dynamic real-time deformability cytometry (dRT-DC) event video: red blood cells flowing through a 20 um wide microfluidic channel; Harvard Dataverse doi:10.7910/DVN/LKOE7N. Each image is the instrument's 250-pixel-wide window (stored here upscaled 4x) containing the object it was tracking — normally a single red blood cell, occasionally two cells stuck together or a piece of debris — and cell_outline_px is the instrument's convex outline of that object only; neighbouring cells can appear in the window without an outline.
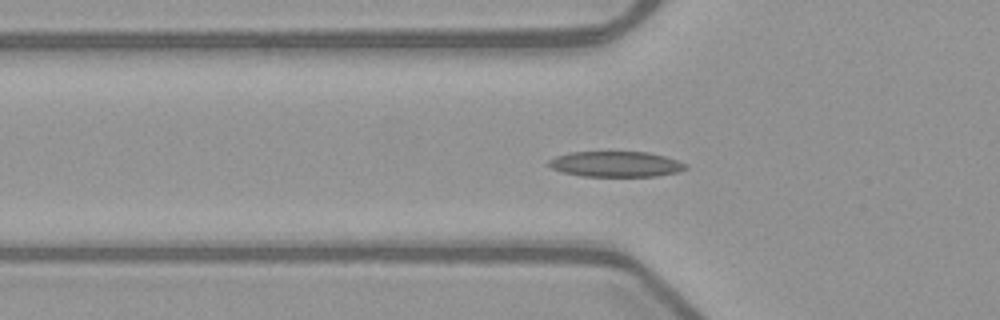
{"species": "common noctule bat (a hibernating species)", "species_latin": "Nyctalus noctula", "temperature_condition": "warm", "stored_images_in_passage": 38, "segment_of_instrument_passage": [1, 2], "camera_frame_rate_fps": 3000, "um_per_image_px": 0.085, "animal": {"sex": "female", "body_mass_g": 21.9}, "frame": {"image": 1, "passage_image": 3, "time_ms": 0.667, "image_size_px": [1000, 320], "cell_outline_px": [[688, 168], [676, 172], [656, 176], [584, 176], [564, 172], [552, 168], [548, 164], [548, 160], [556, 156], [568, 152], [648, 152], [664, 156], [688, 164]], "centroid_in_image_um": [52.35, 13.94], "position_along_channel_um": 73.5, "area_um2": 20.23}}
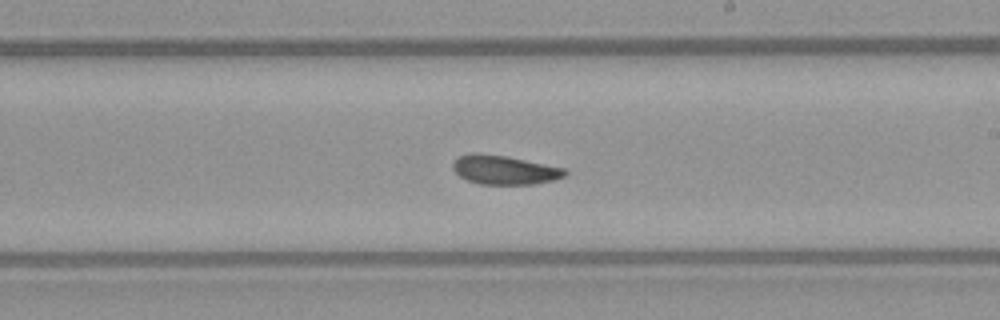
{"frame": {"image": 2, "passage_image": 16, "time_ms": 5.0, "image_size_px": [1000, 320], "cell_outline_px": [[568, 172], [564, 176], [552, 180], [532, 184], [480, 184], [468, 180], [460, 176], [452, 168], [452, 164], [460, 156], [472, 152], [476, 152], [508, 156], [564, 168]], "centroid_in_image_um": [42.86, 14.43], "position_along_channel_um": 246.1, "area_um2": 18.84}}
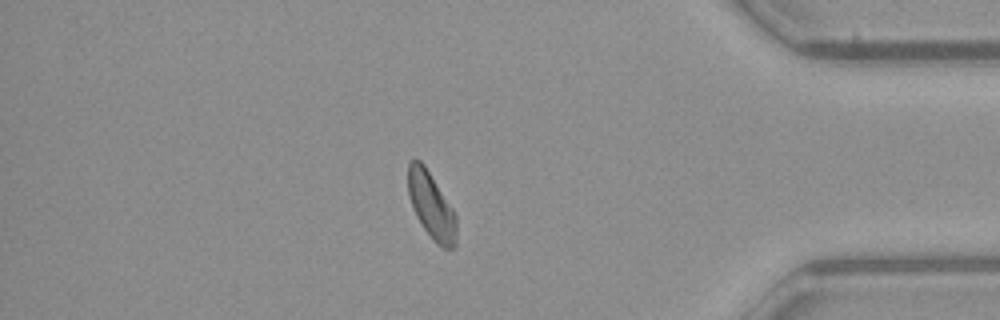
{"frame": {"image": 3, "passage_image": 30, "time_ms": 9.667, "image_size_px": [1000, 320], "cell_outline_px": [[456, 248], [444, 248], [436, 244], [424, 228], [416, 216], [408, 196], [408, 164], [412, 160], [420, 160], [424, 164], [452, 208], [456, 216]], "centroid_in_image_um": [36.66, 17.5], "position_along_channel_um": 398.5, "area_um2": 18.55}}